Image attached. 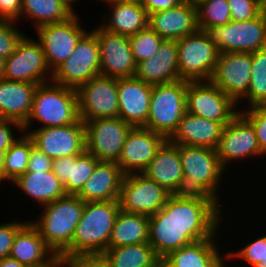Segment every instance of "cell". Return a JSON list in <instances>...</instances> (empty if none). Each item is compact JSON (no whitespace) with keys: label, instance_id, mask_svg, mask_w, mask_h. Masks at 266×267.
Returning <instances> with one entry per match:
<instances>
[{"label":"cell","instance_id":"6da1fadb","mask_svg":"<svg viewBox=\"0 0 266 267\" xmlns=\"http://www.w3.org/2000/svg\"><path fill=\"white\" fill-rule=\"evenodd\" d=\"M224 205L204 194H172L149 216V244L158 257L213 237L222 226Z\"/></svg>","mask_w":266,"mask_h":267},{"label":"cell","instance_id":"7a4b0ae2","mask_svg":"<svg viewBox=\"0 0 266 267\" xmlns=\"http://www.w3.org/2000/svg\"><path fill=\"white\" fill-rule=\"evenodd\" d=\"M85 202L77 195L65 196L42 206L40 215L29 220L54 253L70 257V244ZM42 212V213H41Z\"/></svg>","mask_w":266,"mask_h":267},{"label":"cell","instance_id":"3957f363","mask_svg":"<svg viewBox=\"0 0 266 267\" xmlns=\"http://www.w3.org/2000/svg\"><path fill=\"white\" fill-rule=\"evenodd\" d=\"M79 119L76 89L51 81L37 86L30 115L22 125L23 133L27 134L31 127L33 129L66 126L76 123ZM34 121L38 127L33 126Z\"/></svg>","mask_w":266,"mask_h":267},{"label":"cell","instance_id":"277c9868","mask_svg":"<svg viewBox=\"0 0 266 267\" xmlns=\"http://www.w3.org/2000/svg\"><path fill=\"white\" fill-rule=\"evenodd\" d=\"M179 155L184 175L183 193L204 194L221 205L225 204L219 200L222 199L219 196H223L220 185L225 181L221 179L226 177L230 169L226 170L222 166L216 149L179 145Z\"/></svg>","mask_w":266,"mask_h":267},{"label":"cell","instance_id":"5b68a950","mask_svg":"<svg viewBox=\"0 0 266 267\" xmlns=\"http://www.w3.org/2000/svg\"><path fill=\"white\" fill-rule=\"evenodd\" d=\"M119 211V200L85 202L70 244V257L103 254Z\"/></svg>","mask_w":266,"mask_h":267},{"label":"cell","instance_id":"8992f818","mask_svg":"<svg viewBox=\"0 0 266 267\" xmlns=\"http://www.w3.org/2000/svg\"><path fill=\"white\" fill-rule=\"evenodd\" d=\"M189 81L178 80L152 86L146 125L151 131L169 139L187 112L186 92Z\"/></svg>","mask_w":266,"mask_h":267},{"label":"cell","instance_id":"52a82bcc","mask_svg":"<svg viewBox=\"0 0 266 267\" xmlns=\"http://www.w3.org/2000/svg\"><path fill=\"white\" fill-rule=\"evenodd\" d=\"M204 32L219 53H253L266 48V11L251 20H231L222 26L207 27Z\"/></svg>","mask_w":266,"mask_h":267},{"label":"cell","instance_id":"ba28073f","mask_svg":"<svg viewBox=\"0 0 266 267\" xmlns=\"http://www.w3.org/2000/svg\"><path fill=\"white\" fill-rule=\"evenodd\" d=\"M178 48L179 79L210 81L218 59L217 46L207 34L198 30L176 41Z\"/></svg>","mask_w":266,"mask_h":267},{"label":"cell","instance_id":"9c48e42d","mask_svg":"<svg viewBox=\"0 0 266 267\" xmlns=\"http://www.w3.org/2000/svg\"><path fill=\"white\" fill-rule=\"evenodd\" d=\"M97 36L89 29L77 42L75 50L53 71L52 82L77 89L100 75V54Z\"/></svg>","mask_w":266,"mask_h":267},{"label":"cell","instance_id":"30bf717a","mask_svg":"<svg viewBox=\"0 0 266 267\" xmlns=\"http://www.w3.org/2000/svg\"><path fill=\"white\" fill-rule=\"evenodd\" d=\"M75 13L67 21L47 24L35 29L48 67L53 72L73 53L77 42L87 32L86 24ZM84 27V28H83Z\"/></svg>","mask_w":266,"mask_h":267},{"label":"cell","instance_id":"8fae6325","mask_svg":"<svg viewBox=\"0 0 266 267\" xmlns=\"http://www.w3.org/2000/svg\"><path fill=\"white\" fill-rule=\"evenodd\" d=\"M80 120L119 117L117 78L98 75L76 89Z\"/></svg>","mask_w":266,"mask_h":267},{"label":"cell","instance_id":"7c38bea8","mask_svg":"<svg viewBox=\"0 0 266 267\" xmlns=\"http://www.w3.org/2000/svg\"><path fill=\"white\" fill-rule=\"evenodd\" d=\"M52 76L40 42L29 36L25 35L5 60L6 80L44 84L51 82Z\"/></svg>","mask_w":266,"mask_h":267},{"label":"cell","instance_id":"4fadbf2b","mask_svg":"<svg viewBox=\"0 0 266 267\" xmlns=\"http://www.w3.org/2000/svg\"><path fill=\"white\" fill-rule=\"evenodd\" d=\"M85 151L99 161L117 163L132 126L120 117L98 118L84 123Z\"/></svg>","mask_w":266,"mask_h":267},{"label":"cell","instance_id":"5bb4252c","mask_svg":"<svg viewBox=\"0 0 266 267\" xmlns=\"http://www.w3.org/2000/svg\"><path fill=\"white\" fill-rule=\"evenodd\" d=\"M187 112L215 122H230L238 113L237 104L211 81H189Z\"/></svg>","mask_w":266,"mask_h":267},{"label":"cell","instance_id":"9a60e30c","mask_svg":"<svg viewBox=\"0 0 266 267\" xmlns=\"http://www.w3.org/2000/svg\"><path fill=\"white\" fill-rule=\"evenodd\" d=\"M216 152L226 170L235 161L248 162L254 157L265 158L253 126L240 112L225 126Z\"/></svg>","mask_w":266,"mask_h":267},{"label":"cell","instance_id":"2e32d148","mask_svg":"<svg viewBox=\"0 0 266 267\" xmlns=\"http://www.w3.org/2000/svg\"><path fill=\"white\" fill-rule=\"evenodd\" d=\"M171 195L142 173L125 175L119 196L120 210L151 216L162 209Z\"/></svg>","mask_w":266,"mask_h":267},{"label":"cell","instance_id":"e0dca14e","mask_svg":"<svg viewBox=\"0 0 266 267\" xmlns=\"http://www.w3.org/2000/svg\"><path fill=\"white\" fill-rule=\"evenodd\" d=\"M27 134L34 147L53 160L85 151V127L80 119L66 126L33 128Z\"/></svg>","mask_w":266,"mask_h":267},{"label":"cell","instance_id":"ac0fdd59","mask_svg":"<svg viewBox=\"0 0 266 267\" xmlns=\"http://www.w3.org/2000/svg\"><path fill=\"white\" fill-rule=\"evenodd\" d=\"M97 36L100 54V75L125 78L133 77L136 63L129 36L109 32L100 25L91 29Z\"/></svg>","mask_w":266,"mask_h":267},{"label":"cell","instance_id":"d6986e66","mask_svg":"<svg viewBox=\"0 0 266 267\" xmlns=\"http://www.w3.org/2000/svg\"><path fill=\"white\" fill-rule=\"evenodd\" d=\"M251 72V53H219L210 81L237 104L248 92Z\"/></svg>","mask_w":266,"mask_h":267},{"label":"cell","instance_id":"ffe728a7","mask_svg":"<svg viewBox=\"0 0 266 267\" xmlns=\"http://www.w3.org/2000/svg\"><path fill=\"white\" fill-rule=\"evenodd\" d=\"M167 139L145 127H132L117 161L124 175L141 174Z\"/></svg>","mask_w":266,"mask_h":267},{"label":"cell","instance_id":"44dd1931","mask_svg":"<svg viewBox=\"0 0 266 267\" xmlns=\"http://www.w3.org/2000/svg\"><path fill=\"white\" fill-rule=\"evenodd\" d=\"M152 86L135 76L117 78L119 117L125 123L132 127L146 125Z\"/></svg>","mask_w":266,"mask_h":267},{"label":"cell","instance_id":"7402d4cb","mask_svg":"<svg viewBox=\"0 0 266 267\" xmlns=\"http://www.w3.org/2000/svg\"><path fill=\"white\" fill-rule=\"evenodd\" d=\"M142 174L172 194H183L184 175L179 145L167 139Z\"/></svg>","mask_w":266,"mask_h":267},{"label":"cell","instance_id":"603a6c76","mask_svg":"<svg viewBox=\"0 0 266 267\" xmlns=\"http://www.w3.org/2000/svg\"><path fill=\"white\" fill-rule=\"evenodd\" d=\"M134 76L151 85L180 80L176 41L163 40L155 55L136 65Z\"/></svg>","mask_w":266,"mask_h":267},{"label":"cell","instance_id":"cb8c5ba5","mask_svg":"<svg viewBox=\"0 0 266 267\" xmlns=\"http://www.w3.org/2000/svg\"><path fill=\"white\" fill-rule=\"evenodd\" d=\"M148 26L163 40H179L199 30L196 7L181 3L178 6L149 14Z\"/></svg>","mask_w":266,"mask_h":267},{"label":"cell","instance_id":"d4e9b609","mask_svg":"<svg viewBox=\"0 0 266 267\" xmlns=\"http://www.w3.org/2000/svg\"><path fill=\"white\" fill-rule=\"evenodd\" d=\"M229 122H215L186 112L168 139L176 145L204 146L216 149Z\"/></svg>","mask_w":266,"mask_h":267},{"label":"cell","instance_id":"484cf974","mask_svg":"<svg viewBox=\"0 0 266 267\" xmlns=\"http://www.w3.org/2000/svg\"><path fill=\"white\" fill-rule=\"evenodd\" d=\"M219 232L213 237L172 251L165 258L175 267H228V250L223 253L220 243H216L220 241L216 236L221 235Z\"/></svg>","mask_w":266,"mask_h":267},{"label":"cell","instance_id":"4316f807","mask_svg":"<svg viewBox=\"0 0 266 267\" xmlns=\"http://www.w3.org/2000/svg\"><path fill=\"white\" fill-rule=\"evenodd\" d=\"M124 176L117 163L99 161L77 196L84 202L119 200Z\"/></svg>","mask_w":266,"mask_h":267},{"label":"cell","instance_id":"83f0119b","mask_svg":"<svg viewBox=\"0 0 266 267\" xmlns=\"http://www.w3.org/2000/svg\"><path fill=\"white\" fill-rule=\"evenodd\" d=\"M39 84L0 80V117L23 125L31 112L34 93Z\"/></svg>","mask_w":266,"mask_h":267},{"label":"cell","instance_id":"f1b7e54d","mask_svg":"<svg viewBox=\"0 0 266 267\" xmlns=\"http://www.w3.org/2000/svg\"><path fill=\"white\" fill-rule=\"evenodd\" d=\"M109 9L103 13L100 26L112 33L132 36L148 27L149 15L142 4L104 3Z\"/></svg>","mask_w":266,"mask_h":267},{"label":"cell","instance_id":"f546056e","mask_svg":"<svg viewBox=\"0 0 266 267\" xmlns=\"http://www.w3.org/2000/svg\"><path fill=\"white\" fill-rule=\"evenodd\" d=\"M11 184L20 193L22 191L28 197L27 200L37 203L40 207L38 209L66 195L63 184L52 170L26 171Z\"/></svg>","mask_w":266,"mask_h":267},{"label":"cell","instance_id":"4dcf8cb0","mask_svg":"<svg viewBox=\"0 0 266 267\" xmlns=\"http://www.w3.org/2000/svg\"><path fill=\"white\" fill-rule=\"evenodd\" d=\"M99 160L84 151L78 156H66L52 161V172L63 184L66 194L77 195L93 174Z\"/></svg>","mask_w":266,"mask_h":267},{"label":"cell","instance_id":"1f68e13d","mask_svg":"<svg viewBox=\"0 0 266 267\" xmlns=\"http://www.w3.org/2000/svg\"><path fill=\"white\" fill-rule=\"evenodd\" d=\"M53 253L38 229L28 221L17 232L9 257L25 266H31L45 261Z\"/></svg>","mask_w":266,"mask_h":267},{"label":"cell","instance_id":"d6a6232c","mask_svg":"<svg viewBox=\"0 0 266 267\" xmlns=\"http://www.w3.org/2000/svg\"><path fill=\"white\" fill-rule=\"evenodd\" d=\"M146 242H149V216L120 210L112 228L108 248Z\"/></svg>","mask_w":266,"mask_h":267},{"label":"cell","instance_id":"836d02e7","mask_svg":"<svg viewBox=\"0 0 266 267\" xmlns=\"http://www.w3.org/2000/svg\"><path fill=\"white\" fill-rule=\"evenodd\" d=\"M75 13L61 0H22L20 20L28 18L33 28L37 29L47 24L67 21Z\"/></svg>","mask_w":266,"mask_h":267},{"label":"cell","instance_id":"e575fe53","mask_svg":"<svg viewBox=\"0 0 266 267\" xmlns=\"http://www.w3.org/2000/svg\"><path fill=\"white\" fill-rule=\"evenodd\" d=\"M103 254L111 267H155L159 258L148 242L107 248Z\"/></svg>","mask_w":266,"mask_h":267},{"label":"cell","instance_id":"d590c367","mask_svg":"<svg viewBox=\"0 0 266 267\" xmlns=\"http://www.w3.org/2000/svg\"><path fill=\"white\" fill-rule=\"evenodd\" d=\"M251 61L252 72L249 89L247 94L237 103L239 110L255 105H266V48L251 53Z\"/></svg>","mask_w":266,"mask_h":267},{"label":"cell","instance_id":"8d00e7d4","mask_svg":"<svg viewBox=\"0 0 266 267\" xmlns=\"http://www.w3.org/2000/svg\"><path fill=\"white\" fill-rule=\"evenodd\" d=\"M33 146V141L28 134L22 133L6 151L2 173L3 184L5 181L8 184L9 182H14L27 171L28 160Z\"/></svg>","mask_w":266,"mask_h":267},{"label":"cell","instance_id":"74e56055","mask_svg":"<svg viewBox=\"0 0 266 267\" xmlns=\"http://www.w3.org/2000/svg\"><path fill=\"white\" fill-rule=\"evenodd\" d=\"M199 30L222 26L231 21L230 6L227 0H205L196 7Z\"/></svg>","mask_w":266,"mask_h":267},{"label":"cell","instance_id":"f35d334b","mask_svg":"<svg viewBox=\"0 0 266 267\" xmlns=\"http://www.w3.org/2000/svg\"><path fill=\"white\" fill-rule=\"evenodd\" d=\"M135 63L149 59L158 51L163 39L149 26L135 35L129 36Z\"/></svg>","mask_w":266,"mask_h":267},{"label":"cell","instance_id":"ab89813d","mask_svg":"<svg viewBox=\"0 0 266 267\" xmlns=\"http://www.w3.org/2000/svg\"><path fill=\"white\" fill-rule=\"evenodd\" d=\"M239 258L251 265L250 267H266V234L253 238V241L247 242L239 249L228 251V261L234 262Z\"/></svg>","mask_w":266,"mask_h":267},{"label":"cell","instance_id":"60d3db41","mask_svg":"<svg viewBox=\"0 0 266 267\" xmlns=\"http://www.w3.org/2000/svg\"><path fill=\"white\" fill-rule=\"evenodd\" d=\"M17 21L0 20V58L6 60L15 52L25 34L17 28Z\"/></svg>","mask_w":266,"mask_h":267},{"label":"cell","instance_id":"b9f144b4","mask_svg":"<svg viewBox=\"0 0 266 267\" xmlns=\"http://www.w3.org/2000/svg\"><path fill=\"white\" fill-rule=\"evenodd\" d=\"M253 126L261 152L266 156V105L239 110Z\"/></svg>","mask_w":266,"mask_h":267},{"label":"cell","instance_id":"7bdbcfd3","mask_svg":"<svg viewBox=\"0 0 266 267\" xmlns=\"http://www.w3.org/2000/svg\"><path fill=\"white\" fill-rule=\"evenodd\" d=\"M230 6L231 20L236 22L256 18L263 7L260 0H227Z\"/></svg>","mask_w":266,"mask_h":267},{"label":"cell","instance_id":"ee69618b","mask_svg":"<svg viewBox=\"0 0 266 267\" xmlns=\"http://www.w3.org/2000/svg\"><path fill=\"white\" fill-rule=\"evenodd\" d=\"M19 219L0 224V260L9 257L17 232L29 221Z\"/></svg>","mask_w":266,"mask_h":267},{"label":"cell","instance_id":"f6af8a7d","mask_svg":"<svg viewBox=\"0 0 266 267\" xmlns=\"http://www.w3.org/2000/svg\"><path fill=\"white\" fill-rule=\"evenodd\" d=\"M16 130H14V129ZM18 129V130H17ZM23 133L22 125L16 121L0 117V149L7 151L12 144L18 139L16 132ZM14 132V133H13Z\"/></svg>","mask_w":266,"mask_h":267},{"label":"cell","instance_id":"bcb514c9","mask_svg":"<svg viewBox=\"0 0 266 267\" xmlns=\"http://www.w3.org/2000/svg\"><path fill=\"white\" fill-rule=\"evenodd\" d=\"M68 267H111L104 254H85L68 257Z\"/></svg>","mask_w":266,"mask_h":267},{"label":"cell","instance_id":"7dc6e473","mask_svg":"<svg viewBox=\"0 0 266 267\" xmlns=\"http://www.w3.org/2000/svg\"><path fill=\"white\" fill-rule=\"evenodd\" d=\"M52 161V158L33 146L28 160L27 171H50L52 170Z\"/></svg>","mask_w":266,"mask_h":267},{"label":"cell","instance_id":"c3c4849f","mask_svg":"<svg viewBox=\"0 0 266 267\" xmlns=\"http://www.w3.org/2000/svg\"><path fill=\"white\" fill-rule=\"evenodd\" d=\"M22 0H0V20L20 22Z\"/></svg>","mask_w":266,"mask_h":267},{"label":"cell","instance_id":"681fc988","mask_svg":"<svg viewBox=\"0 0 266 267\" xmlns=\"http://www.w3.org/2000/svg\"><path fill=\"white\" fill-rule=\"evenodd\" d=\"M181 0H144L142 6L148 15L154 12L165 11L181 4Z\"/></svg>","mask_w":266,"mask_h":267},{"label":"cell","instance_id":"f907efd6","mask_svg":"<svg viewBox=\"0 0 266 267\" xmlns=\"http://www.w3.org/2000/svg\"><path fill=\"white\" fill-rule=\"evenodd\" d=\"M26 267H68V257L63 253H53L45 261Z\"/></svg>","mask_w":266,"mask_h":267},{"label":"cell","instance_id":"816d5d0a","mask_svg":"<svg viewBox=\"0 0 266 267\" xmlns=\"http://www.w3.org/2000/svg\"><path fill=\"white\" fill-rule=\"evenodd\" d=\"M0 267H26L15 259L6 257L0 260Z\"/></svg>","mask_w":266,"mask_h":267},{"label":"cell","instance_id":"f5cc1de1","mask_svg":"<svg viewBox=\"0 0 266 267\" xmlns=\"http://www.w3.org/2000/svg\"><path fill=\"white\" fill-rule=\"evenodd\" d=\"M103 1L101 3H136V4H142L144 0H98Z\"/></svg>","mask_w":266,"mask_h":267},{"label":"cell","instance_id":"db71d44e","mask_svg":"<svg viewBox=\"0 0 266 267\" xmlns=\"http://www.w3.org/2000/svg\"><path fill=\"white\" fill-rule=\"evenodd\" d=\"M155 267H175L165 257H159L157 259Z\"/></svg>","mask_w":266,"mask_h":267},{"label":"cell","instance_id":"11a10c76","mask_svg":"<svg viewBox=\"0 0 266 267\" xmlns=\"http://www.w3.org/2000/svg\"><path fill=\"white\" fill-rule=\"evenodd\" d=\"M5 150L0 149V185L2 184V173L4 168Z\"/></svg>","mask_w":266,"mask_h":267},{"label":"cell","instance_id":"9f6ffc18","mask_svg":"<svg viewBox=\"0 0 266 267\" xmlns=\"http://www.w3.org/2000/svg\"><path fill=\"white\" fill-rule=\"evenodd\" d=\"M182 3H186L192 6L197 7L200 3L204 2L205 0H181Z\"/></svg>","mask_w":266,"mask_h":267},{"label":"cell","instance_id":"6f0895ef","mask_svg":"<svg viewBox=\"0 0 266 267\" xmlns=\"http://www.w3.org/2000/svg\"><path fill=\"white\" fill-rule=\"evenodd\" d=\"M61 1H63L67 6H69L74 12L76 11L74 7H75V4L77 2H79V0H61ZM73 4H74V6H73Z\"/></svg>","mask_w":266,"mask_h":267},{"label":"cell","instance_id":"680465c9","mask_svg":"<svg viewBox=\"0 0 266 267\" xmlns=\"http://www.w3.org/2000/svg\"><path fill=\"white\" fill-rule=\"evenodd\" d=\"M5 60L0 58V80L4 78Z\"/></svg>","mask_w":266,"mask_h":267},{"label":"cell","instance_id":"91938a15","mask_svg":"<svg viewBox=\"0 0 266 267\" xmlns=\"http://www.w3.org/2000/svg\"><path fill=\"white\" fill-rule=\"evenodd\" d=\"M261 1V4H262V7H263V10L266 11V0H260Z\"/></svg>","mask_w":266,"mask_h":267}]
</instances>
